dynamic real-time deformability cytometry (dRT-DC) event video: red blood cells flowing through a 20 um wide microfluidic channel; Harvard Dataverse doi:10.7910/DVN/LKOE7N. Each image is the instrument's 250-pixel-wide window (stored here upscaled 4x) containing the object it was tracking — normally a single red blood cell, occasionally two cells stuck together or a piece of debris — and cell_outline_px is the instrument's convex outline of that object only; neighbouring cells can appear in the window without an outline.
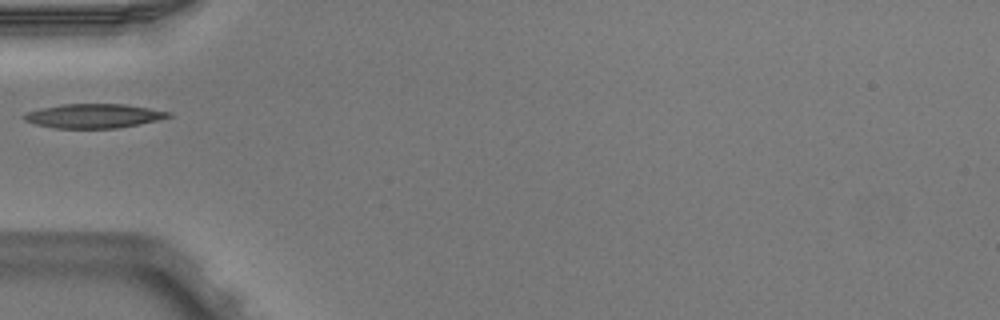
{"species": "Egyptian fruit bat (a non-hibernating species)", "species_latin": "Rousettus aegyptiacus", "temperature_condition": "warm", "stored_images_in_passage": 1, "camera_frame_rate_fps": 3000, "um_per_image_px": 0.085, "animal": {"sex": "male"}, "frame": {"image": 1, "passage_image": 1, "time_ms": 0.0, "image_size_px": [1000, 320], "cell_outline_px": [[172, 116], [156, 120], [116, 128], [56, 128], [36, 124], [24, 120], [20, 116], [24, 112], [40, 108], [60, 104], [124, 104], [172, 112]], "centroid_in_image_um": [7.89, 9.84], "position_along_channel_um": 77.1, "area_um2": 20.29}}